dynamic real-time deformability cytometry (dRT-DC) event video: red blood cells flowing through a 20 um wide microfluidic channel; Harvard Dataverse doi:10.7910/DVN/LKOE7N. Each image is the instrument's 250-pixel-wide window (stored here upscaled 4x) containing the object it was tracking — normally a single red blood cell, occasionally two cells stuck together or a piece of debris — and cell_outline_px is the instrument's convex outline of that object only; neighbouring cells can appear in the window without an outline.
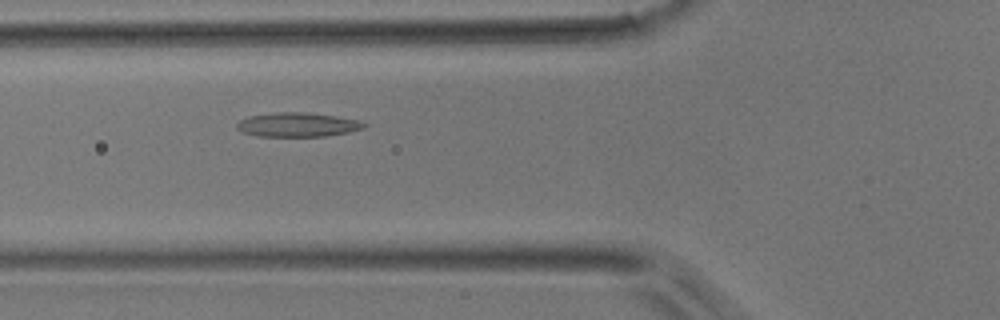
{"species": "common noctule bat (a hibernating species)", "species_latin": "Nyctalus noctula", "temperature_condition": "room temperature", "stored_images_in_passage": 39, "camera_frame_rate_fps": 3000, "um_per_image_px": 0.085, "animal": {"sex": "male", "body_mass_g": 17.9}, "frame": {"image": 1, "passage_image": 8, "time_ms": 2.333, "image_size_px": [1000, 320], "cell_outline_px": [[368, 124], [364, 128], [348, 132], [324, 136], [256, 136], [240, 132], [236, 128], [236, 124], [240, 120], [248, 116], [276, 112], [304, 112], [336, 116], [360, 120]], "centroid_in_image_um": [25.27, 10.6], "position_along_channel_um": 100.5, "area_um2": 18.03}}
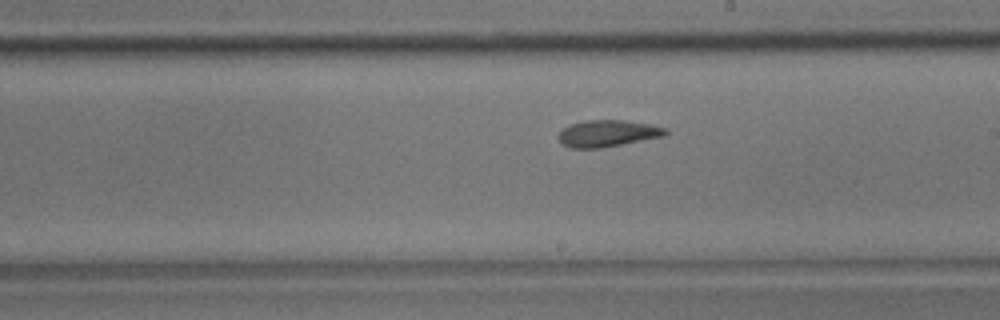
{"frame": {"image": 2, "passage_image": 18, "time_ms": 5.667, "image_size_px": [1000, 320], "cell_outline_px": [[668, 132], [664, 136], [600, 148], [568, 148], [560, 144], [556, 136], [568, 124], [584, 120], [624, 120], [652, 124], [668, 128]], "centroid_in_image_um": [51.61, 11.33], "position_along_channel_um": 237.4, "area_um2": 16.94}}
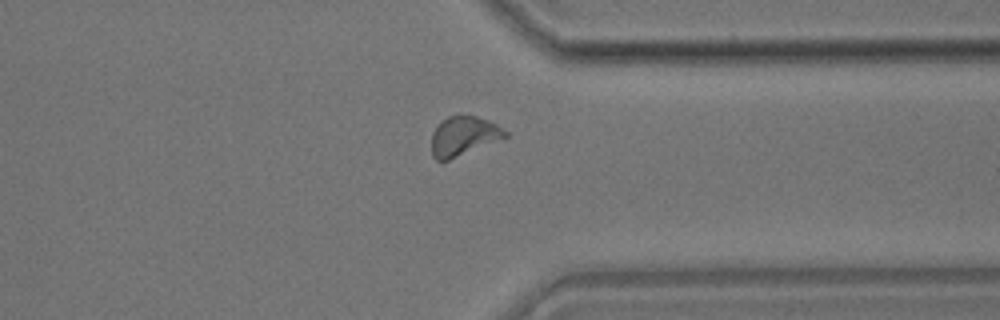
{"frame": {"image": 3, "passage_image": 28, "time_ms": 9.0, "image_size_px": [1000, 320], "cell_outline_px": [[508, 136], [448, 160], [436, 160], [432, 156], [432, 132], [448, 116], [476, 116], [488, 120], [496, 124], [508, 132]], "centroid_in_image_um": [39.4, 11.56], "position_along_channel_um": 372.0, "area_um2": 16.42}}